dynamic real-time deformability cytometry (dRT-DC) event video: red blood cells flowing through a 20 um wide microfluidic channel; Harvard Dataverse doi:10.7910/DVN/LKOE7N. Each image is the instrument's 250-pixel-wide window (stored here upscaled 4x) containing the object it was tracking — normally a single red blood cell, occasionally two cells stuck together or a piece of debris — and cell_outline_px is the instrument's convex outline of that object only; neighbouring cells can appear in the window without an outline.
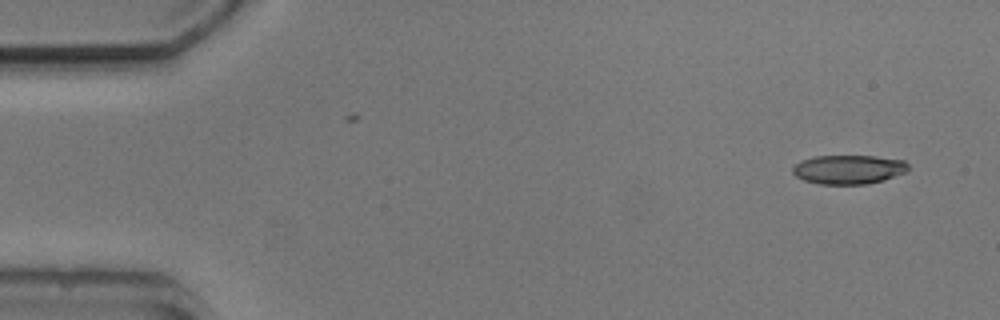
{"species": "common noctule bat (a hibernating species)", "species_latin": "Nyctalus noctula", "temperature_condition": "cold", "stored_images_in_passage": 5, "camera_frame_rate_fps": 3000, "um_per_image_px": 0.085, "animal": {"sex": "male", "body_mass_g": 20.5, "forearm_length_mm": 52.5}, "frame": {"image": 1, "passage_image": 1, "time_ms": 0.0, "image_size_px": [1000, 320], "cell_outline_px": [[908, 172], [884, 180], [868, 184], [820, 184], [804, 180], [796, 176], [792, 172], [792, 168], [800, 160], [816, 156], [876, 156], [904, 160], [908, 164]], "centroid_in_image_um": [72.15, 14.4], "position_along_channel_um": 12.8, "area_um2": 19.71}}
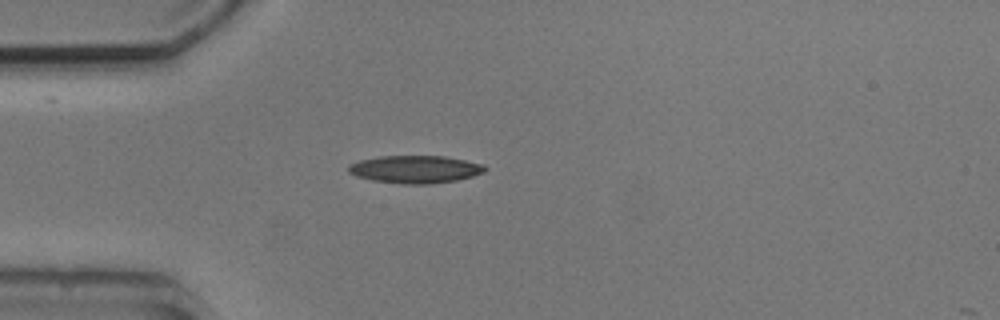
{"frame": {"image": 2, "passage_image": 4, "time_ms": 3.667, "image_size_px": [1000, 320], "cell_outline_px": [[488, 168], [484, 172], [472, 176], [456, 180], [432, 184], [404, 184], [372, 180], [356, 176], [348, 172], [348, 164], [360, 160], [380, 156], [444, 156], [484, 164]], "centroid_in_image_um": [35.29, 14.39], "position_along_channel_um": 49.7, "area_um2": 22.02}}